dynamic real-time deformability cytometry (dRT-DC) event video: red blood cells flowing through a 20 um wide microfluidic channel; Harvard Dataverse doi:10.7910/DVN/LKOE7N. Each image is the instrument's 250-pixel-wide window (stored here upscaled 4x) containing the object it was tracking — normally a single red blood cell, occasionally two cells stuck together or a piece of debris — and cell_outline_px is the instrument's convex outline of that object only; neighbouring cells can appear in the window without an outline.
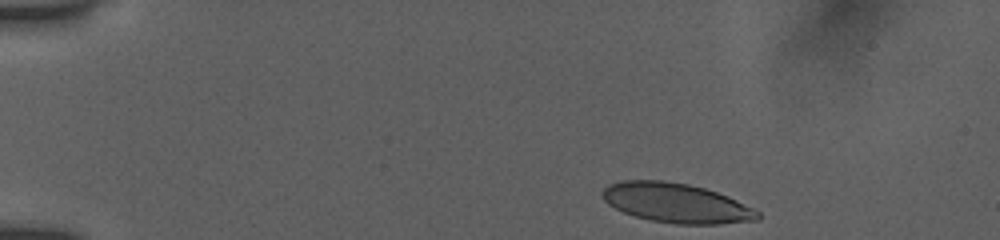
{"species": "human", "species_latin": "Homo sapiens", "temperature_condition": "room temperature", "stored_images_in_passage": 45, "camera_frame_rate_fps": 3000, "um_per_image_px": 0.085, "donor": {"sex": "female"}, "frame": {"image": 1, "passage_image": 1, "time_ms": 0.0, "image_size_px": [1000, 240], "cell_outline_px": [[760, 220], [720, 224], [676, 224], [652, 220], [636, 216], [624, 212], [608, 204], [604, 200], [600, 192], [608, 184], [624, 180], [664, 180], [688, 184], [704, 188], [728, 196], [760, 212]], "centroid_in_image_um": [57.48, 17.25], "position_along_channel_um": 27.5, "area_um2": 35.72}}
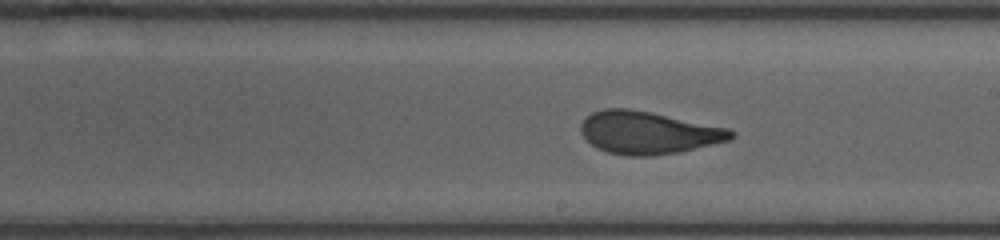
{"frame": {"image": 2, "passage_image": 24, "time_ms": 7.667, "image_size_px": [1000, 240], "cell_outline_px": [[736, 136], [728, 140], [680, 152], [652, 156], [628, 156], [608, 152], [596, 148], [580, 132], [580, 124], [592, 112], [604, 108], [628, 108], [728, 128], [736, 132]], "centroid_in_image_um": [55.08, 11.28], "position_along_channel_um": 233.9, "area_um2": 36.99}}
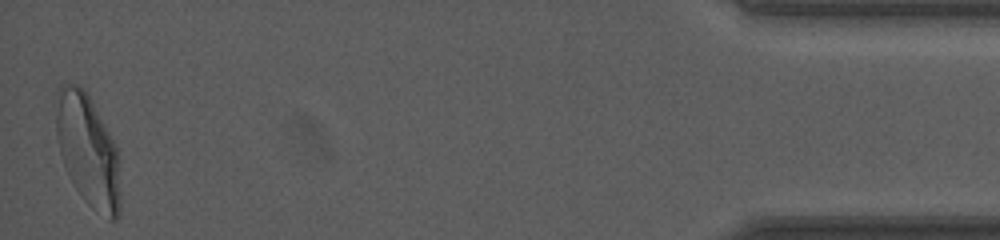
{"frame": {"image": 3, "passage_image": 45, "time_ms": 14.667, "image_size_px": [1000, 240], "cell_outline_px": [[120, 212], [116, 220], [108, 220], [92, 208], [84, 200], [76, 188], [64, 164], [60, 152], [56, 136], [52, 104], [56, 88], [60, 84], [72, 84], [84, 88], [88, 92], [116, 144], [120, 196]], "centroid_in_image_um": [7.42, 12.7], "position_along_channel_um": 427.8, "area_um2": 42.77}, "authors_computed_cell_mechanics": {"area_um2": 37.57, "velocity_mm_per_s": 3.8986, "shape_relaxation_time_tau1_ms": 6.0735, "shape_relaxation_time_tau2_ms": 0.8656, "deformation_change_tau1": 0.2199, "deformation_change_tau2": 0.083}}